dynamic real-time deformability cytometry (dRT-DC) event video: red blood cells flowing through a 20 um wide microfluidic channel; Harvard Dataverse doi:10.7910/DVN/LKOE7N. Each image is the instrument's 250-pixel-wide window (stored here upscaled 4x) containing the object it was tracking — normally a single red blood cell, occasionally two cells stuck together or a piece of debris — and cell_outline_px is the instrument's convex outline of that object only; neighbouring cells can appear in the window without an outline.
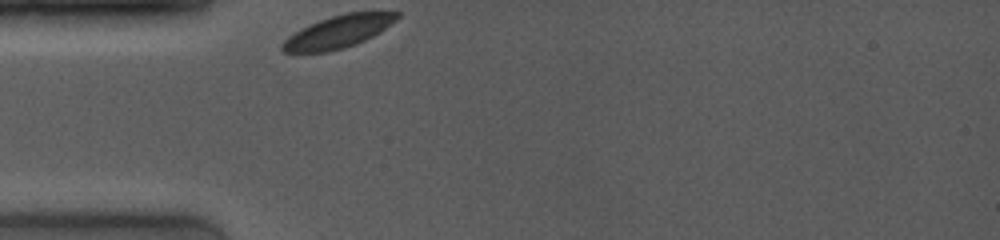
{"species": "common noctule bat (a hibernating species)", "species_latin": "Nyctalus noctula", "temperature_condition": "room temperature", "stored_images_in_passage": 32, "camera_frame_rate_fps": 4000, "um_per_image_px": 0.085, "animal": {"sex": "female", "body_mass_g": 19.0, "forearm_length_mm": 53.3}, "frame": {"image": 1, "passage_image": 1, "time_ms": 0.0, "image_size_px": [1000, 240], "cell_outline_px": [[400, 16], [396, 20], [380, 32], [356, 44], [344, 48], [328, 52], [284, 52], [280, 48], [280, 44], [288, 36], [320, 20], [344, 12], [400, 12]], "centroid_in_image_um": [28.76, 2.7], "position_along_channel_um": 56.2, "area_um2": 21.44}}
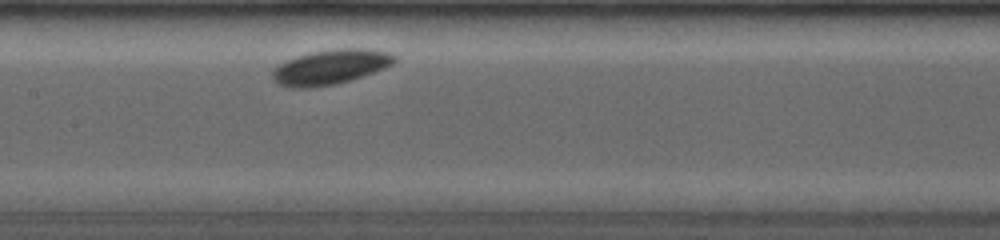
{"frame": {"image": 2, "passage_image": 16, "time_ms": 3.5, "image_size_px": [1000, 240], "cell_outline_px": [[396, 60], [392, 64], [384, 68], [348, 80], [332, 84], [308, 88], [288, 88], [276, 84], [272, 80], [272, 72], [280, 64], [296, 56], [312, 52], [332, 48], [368, 48], [388, 52], [396, 56]], "centroid_in_image_um": [28.06, 5.68], "position_along_channel_um": 179.3, "area_um2": 24.62}}
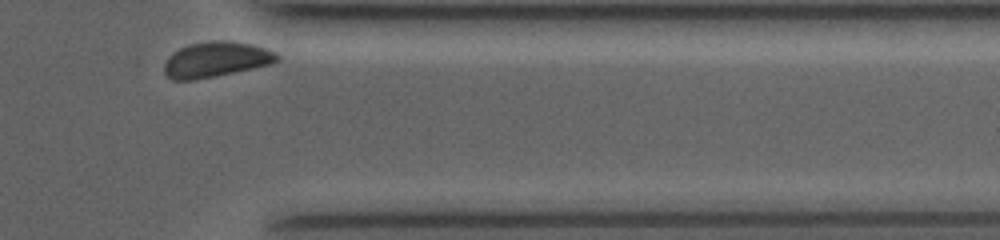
{"frame": {"image": 3, "passage_image": 32, "time_ms": 9.25, "image_size_px": [1000, 240], "cell_outline_px": [[280, 56], [276, 60], [268, 64], [252, 68], [192, 80], [172, 80], [164, 72], [164, 64], [168, 56], [172, 52], [180, 48], [192, 44], [216, 40], [220, 40], [252, 44], [276, 52]], "centroid_in_image_um": [18.31, 5.05], "position_along_channel_um": 393.1, "area_um2": 22.72}}